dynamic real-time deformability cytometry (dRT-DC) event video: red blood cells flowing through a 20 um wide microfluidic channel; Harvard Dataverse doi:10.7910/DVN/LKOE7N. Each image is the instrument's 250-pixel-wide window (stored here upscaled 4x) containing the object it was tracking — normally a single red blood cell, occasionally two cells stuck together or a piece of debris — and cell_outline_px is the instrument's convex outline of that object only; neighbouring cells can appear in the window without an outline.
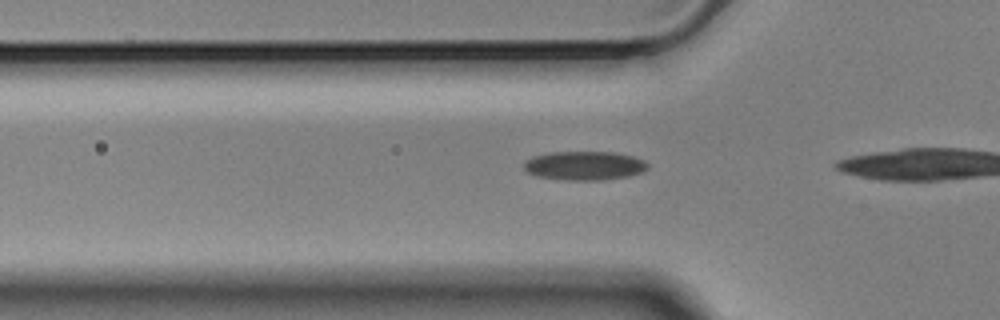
{"species": "Egyptian fruit bat (a non-hibernating species)", "species_latin": "Rousettus aegyptiacus", "temperature_condition": "cold", "stored_images_in_passage": 7, "camera_frame_rate_fps": 3000, "um_per_image_px": 0.085, "animal": {"sex": "male"}, "frame": {"image": 1, "passage_image": 4, "time_ms": 1.0, "image_size_px": [1000, 320], "cell_outline_px": [[648, 168], [640, 172], [628, 176], [600, 180], [568, 180], [536, 176], [528, 172], [524, 168], [524, 160], [532, 156], [548, 152], [612, 152], [632, 156], [644, 160], [648, 164]], "centroid_in_image_um": [49.64, 14.07], "position_along_channel_um": 76.2, "area_um2": 20.81}}